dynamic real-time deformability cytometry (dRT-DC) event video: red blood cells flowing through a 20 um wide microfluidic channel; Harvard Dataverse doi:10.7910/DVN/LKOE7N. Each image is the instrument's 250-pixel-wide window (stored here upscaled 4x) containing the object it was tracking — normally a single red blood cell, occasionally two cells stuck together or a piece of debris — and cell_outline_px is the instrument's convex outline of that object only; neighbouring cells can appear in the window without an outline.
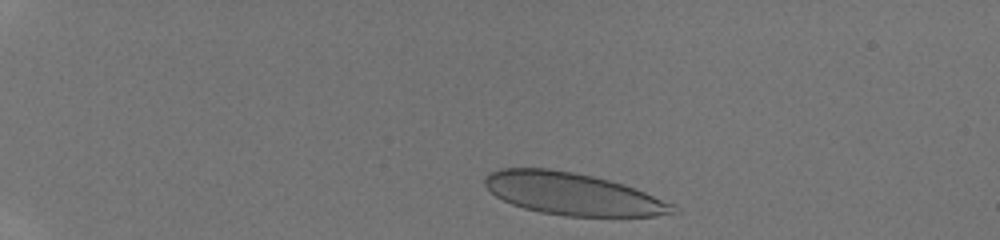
{"species": "human", "species_latin": "Homo sapiens", "temperature_condition": "room temperature", "stored_images_in_passage": 7, "camera_frame_rate_fps": 3000, "um_per_image_px": 0.085, "donor": {"sex": "male"}, "frame": {"image": 1, "passage_image": 1, "time_ms": 0.0, "image_size_px": [1000, 240], "cell_outline_px": [[672, 208], [668, 212], [656, 216], [568, 216], [540, 212], [524, 208], [512, 204], [496, 196], [484, 184], [484, 176], [488, 172], [500, 168], [548, 168], [572, 172], [592, 176], [624, 184], [644, 192], [672, 204]], "centroid_in_image_um": [48.55, 16.46], "position_along_channel_um": 36.4, "area_um2": 45.49}}
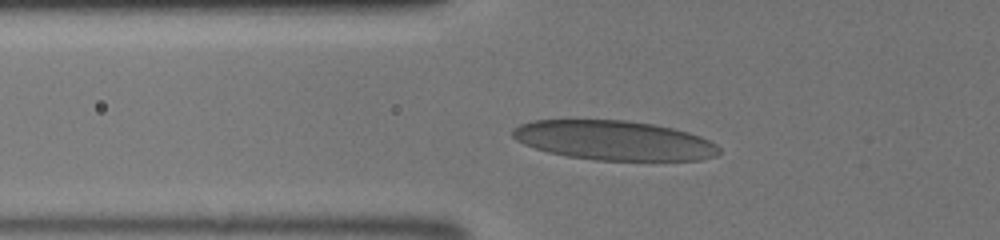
{"frame": {"image": 2, "passage_image": 5, "time_ms": 1.333, "image_size_px": [1000, 240], "cell_outline_px": [[720, 152], [716, 156], [700, 160], [596, 160], [568, 156], [548, 152], [524, 144], [516, 140], [512, 136], [512, 128], [520, 124], [532, 120], [628, 120], [652, 124], [672, 128], [688, 132], [700, 136], [716, 144], [720, 148]], "centroid_in_image_um": [52.18, 11.93], "position_along_channel_um": 73.6, "area_um2": 47.51}}
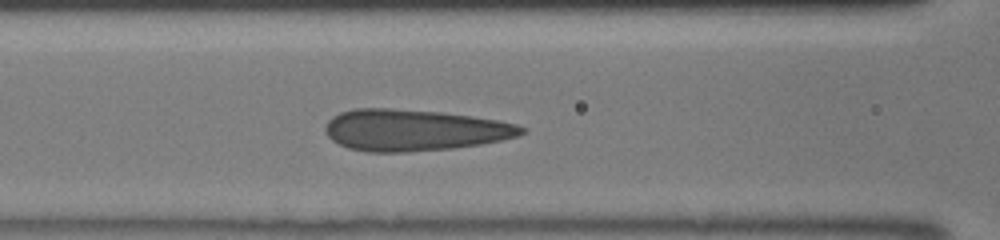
{"frame": {"image": 3, "passage_image": 7, "time_ms": 2.0, "image_size_px": [1000, 240], "cell_outline_px": [[524, 132], [520, 136], [480, 144], [456, 148], [408, 152], [368, 152], [348, 148], [332, 140], [324, 132], [324, 128], [328, 120], [332, 116], [340, 112], [352, 108], [388, 108], [440, 112], [472, 116], [500, 120], [516, 124], [524, 128]], "centroid_in_image_um": [35.17, 11.06], "position_along_channel_um": 131.4, "area_um2": 47.63}}